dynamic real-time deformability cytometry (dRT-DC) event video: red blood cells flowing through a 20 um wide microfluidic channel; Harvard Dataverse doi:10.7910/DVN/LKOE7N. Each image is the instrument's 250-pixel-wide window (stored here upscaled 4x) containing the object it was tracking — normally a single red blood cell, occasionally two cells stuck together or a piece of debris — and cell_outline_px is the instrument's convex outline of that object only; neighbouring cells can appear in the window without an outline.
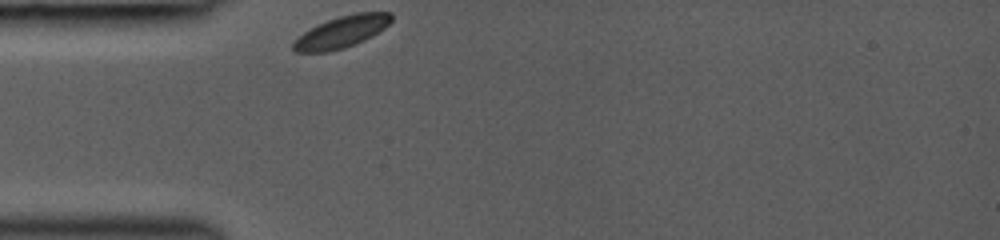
{"species": "common noctule bat (a hibernating species)", "species_latin": "Nyctalus noctula", "temperature_condition": "room temperature", "stored_images_in_passage": 35, "camera_frame_rate_fps": 3000, "um_per_image_px": 0.085, "animal": {"sex": "female", "body_mass_g": 19.0, "forearm_length_mm": 53.3}, "frame": {"image": 1, "passage_image": 1, "time_ms": 0.0, "image_size_px": [1000, 240], "cell_outline_px": [[392, 20], [384, 28], [372, 36], [356, 44], [344, 48], [328, 52], [296, 52], [292, 48], [292, 44], [304, 32], [328, 20], [340, 16], [356, 12], [392, 12]], "centroid_in_image_um": [29.07, 2.71], "position_along_channel_um": 55.9, "area_um2": 17.92}}
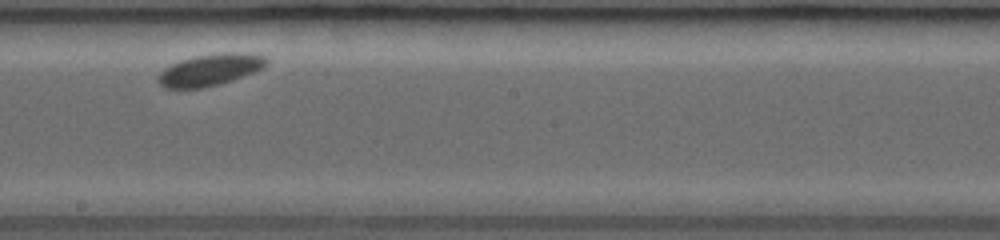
{"frame": {"image": 2, "passage_image": 17, "time_ms": 4.667, "image_size_px": [1000, 240], "cell_outline_px": [[268, 64], [264, 68], [256, 72], [220, 84], [200, 88], [164, 88], [156, 80], [156, 76], [164, 68], [180, 60], [196, 56], [224, 52], [248, 52], [264, 56], [268, 60]], "centroid_in_image_um": [17.88, 5.93], "position_along_channel_um": 230.3, "area_um2": 20.29}}
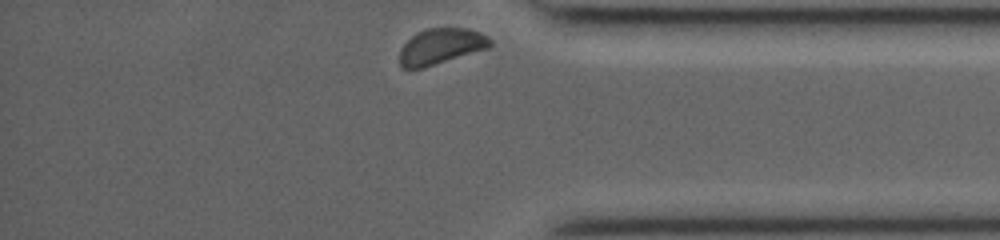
{"frame": {"image": 3, "passage_image": 34, "time_ms": 9.0, "image_size_px": [1000, 240], "cell_outline_px": [[492, 44], [488, 48], [420, 68], [400, 68], [400, 48], [416, 32], [428, 28], [468, 28], [480, 32], [488, 36], [492, 40]], "centroid_in_image_um": [37.48, 3.91], "position_along_channel_um": 397.7, "area_um2": 18.67}}